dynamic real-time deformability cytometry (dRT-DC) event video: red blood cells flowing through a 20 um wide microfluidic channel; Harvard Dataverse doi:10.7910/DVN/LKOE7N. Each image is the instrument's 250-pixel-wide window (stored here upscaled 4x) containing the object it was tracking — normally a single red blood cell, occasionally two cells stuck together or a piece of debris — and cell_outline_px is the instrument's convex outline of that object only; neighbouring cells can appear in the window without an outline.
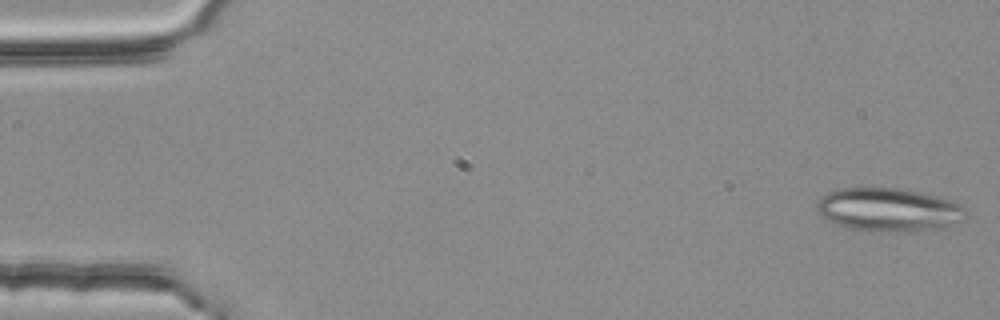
{"species": "common noctule bat (a hibernating species)", "species_latin": "Nyctalus noctula", "temperature_condition": "room temperature", "stored_images_in_passage": 3, "camera_frame_rate_fps": 3000, "um_per_image_px": 0.085, "animal": {"sex": "female", "body_mass_g": 25.1}, "frame": {"image": 1, "passage_image": 1, "time_ms": 0.0, "image_size_px": [1000, 320], "cell_outline_px": [[964, 208], [960, 220], [944, 228], [908, 232], [888, 232], [852, 228], [836, 224], [820, 216], [816, 208], [816, 204], [828, 192], [840, 188], [896, 188], [936, 196], [952, 200], [960, 204]], "centroid_in_image_um": [75.5, 17.83], "position_along_channel_um": 9.5, "area_um2": 37.22}}